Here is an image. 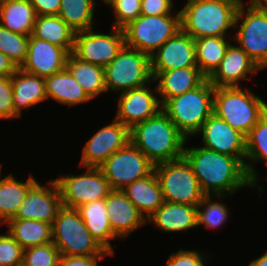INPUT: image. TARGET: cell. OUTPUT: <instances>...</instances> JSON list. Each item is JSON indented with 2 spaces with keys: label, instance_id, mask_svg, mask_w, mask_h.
I'll return each mask as SVG.
<instances>
[{
  "label": "cell",
  "instance_id": "obj_13",
  "mask_svg": "<svg viewBox=\"0 0 267 266\" xmlns=\"http://www.w3.org/2000/svg\"><path fill=\"white\" fill-rule=\"evenodd\" d=\"M112 28L111 34L93 28L76 32L72 53L83 61L106 67L125 45L123 29Z\"/></svg>",
  "mask_w": 267,
  "mask_h": 266
},
{
  "label": "cell",
  "instance_id": "obj_42",
  "mask_svg": "<svg viewBox=\"0 0 267 266\" xmlns=\"http://www.w3.org/2000/svg\"><path fill=\"white\" fill-rule=\"evenodd\" d=\"M207 256L197 250L180 248L179 251L169 256L166 266H205Z\"/></svg>",
  "mask_w": 267,
  "mask_h": 266
},
{
  "label": "cell",
  "instance_id": "obj_32",
  "mask_svg": "<svg viewBox=\"0 0 267 266\" xmlns=\"http://www.w3.org/2000/svg\"><path fill=\"white\" fill-rule=\"evenodd\" d=\"M66 68L92 99L107 92L104 67L83 61L73 53H69Z\"/></svg>",
  "mask_w": 267,
  "mask_h": 266
},
{
  "label": "cell",
  "instance_id": "obj_40",
  "mask_svg": "<svg viewBox=\"0 0 267 266\" xmlns=\"http://www.w3.org/2000/svg\"><path fill=\"white\" fill-rule=\"evenodd\" d=\"M23 251L8 232L0 234V266H22Z\"/></svg>",
  "mask_w": 267,
  "mask_h": 266
},
{
  "label": "cell",
  "instance_id": "obj_46",
  "mask_svg": "<svg viewBox=\"0 0 267 266\" xmlns=\"http://www.w3.org/2000/svg\"><path fill=\"white\" fill-rule=\"evenodd\" d=\"M18 69L9 57L0 52V75L12 76Z\"/></svg>",
  "mask_w": 267,
  "mask_h": 266
},
{
  "label": "cell",
  "instance_id": "obj_15",
  "mask_svg": "<svg viewBox=\"0 0 267 266\" xmlns=\"http://www.w3.org/2000/svg\"><path fill=\"white\" fill-rule=\"evenodd\" d=\"M149 86L148 84L141 88L119 93L115 119L129 129L148 118L154 117L162 110V104L157 97L159 95L157 87L153 89Z\"/></svg>",
  "mask_w": 267,
  "mask_h": 266
},
{
  "label": "cell",
  "instance_id": "obj_9",
  "mask_svg": "<svg viewBox=\"0 0 267 266\" xmlns=\"http://www.w3.org/2000/svg\"><path fill=\"white\" fill-rule=\"evenodd\" d=\"M122 29L125 45L151 56L181 30V14L176 12L157 16L140 15Z\"/></svg>",
  "mask_w": 267,
  "mask_h": 266
},
{
  "label": "cell",
  "instance_id": "obj_16",
  "mask_svg": "<svg viewBox=\"0 0 267 266\" xmlns=\"http://www.w3.org/2000/svg\"><path fill=\"white\" fill-rule=\"evenodd\" d=\"M197 134L202 136V147L236 157L245 165L246 136L215 113L204 122Z\"/></svg>",
  "mask_w": 267,
  "mask_h": 266
},
{
  "label": "cell",
  "instance_id": "obj_8",
  "mask_svg": "<svg viewBox=\"0 0 267 266\" xmlns=\"http://www.w3.org/2000/svg\"><path fill=\"white\" fill-rule=\"evenodd\" d=\"M248 4L238 6L234 29L239 31L231 37L262 70L267 67V12L254 0Z\"/></svg>",
  "mask_w": 267,
  "mask_h": 266
},
{
  "label": "cell",
  "instance_id": "obj_31",
  "mask_svg": "<svg viewBox=\"0 0 267 266\" xmlns=\"http://www.w3.org/2000/svg\"><path fill=\"white\" fill-rule=\"evenodd\" d=\"M7 232L15 241L28 249L52 242V224L34 219H11Z\"/></svg>",
  "mask_w": 267,
  "mask_h": 266
},
{
  "label": "cell",
  "instance_id": "obj_47",
  "mask_svg": "<svg viewBox=\"0 0 267 266\" xmlns=\"http://www.w3.org/2000/svg\"><path fill=\"white\" fill-rule=\"evenodd\" d=\"M249 266H267V252H265L260 257L253 259Z\"/></svg>",
  "mask_w": 267,
  "mask_h": 266
},
{
  "label": "cell",
  "instance_id": "obj_26",
  "mask_svg": "<svg viewBox=\"0 0 267 266\" xmlns=\"http://www.w3.org/2000/svg\"><path fill=\"white\" fill-rule=\"evenodd\" d=\"M44 79L47 100L51 98L61 104L72 106L93 100L67 68Z\"/></svg>",
  "mask_w": 267,
  "mask_h": 266
},
{
  "label": "cell",
  "instance_id": "obj_21",
  "mask_svg": "<svg viewBox=\"0 0 267 266\" xmlns=\"http://www.w3.org/2000/svg\"><path fill=\"white\" fill-rule=\"evenodd\" d=\"M105 203L111 229L118 238L128 237L131 232L147 223L122 190H111L105 198Z\"/></svg>",
  "mask_w": 267,
  "mask_h": 266
},
{
  "label": "cell",
  "instance_id": "obj_30",
  "mask_svg": "<svg viewBox=\"0 0 267 266\" xmlns=\"http://www.w3.org/2000/svg\"><path fill=\"white\" fill-rule=\"evenodd\" d=\"M75 31L58 15L37 16L32 36L64 48L68 53L74 49Z\"/></svg>",
  "mask_w": 267,
  "mask_h": 266
},
{
  "label": "cell",
  "instance_id": "obj_20",
  "mask_svg": "<svg viewBox=\"0 0 267 266\" xmlns=\"http://www.w3.org/2000/svg\"><path fill=\"white\" fill-rule=\"evenodd\" d=\"M260 70L241 47L230 43L221 63L207 79L215 88L241 86L240 80L254 76Z\"/></svg>",
  "mask_w": 267,
  "mask_h": 266
},
{
  "label": "cell",
  "instance_id": "obj_45",
  "mask_svg": "<svg viewBox=\"0 0 267 266\" xmlns=\"http://www.w3.org/2000/svg\"><path fill=\"white\" fill-rule=\"evenodd\" d=\"M37 16L58 15L61 0H30Z\"/></svg>",
  "mask_w": 267,
  "mask_h": 266
},
{
  "label": "cell",
  "instance_id": "obj_4",
  "mask_svg": "<svg viewBox=\"0 0 267 266\" xmlns=\"http://www.w3.org/2000/svg\"><path fill=\"white\" fill-rule=\"evenodd\" d=\"M214 92L215 87L206 79L193 90L169 98L162 111L187 138L195 136L213 114Z\"/></svg>",
  "mask_w": 267,
  "mask_h": 266
},
{
  "label": "cell",
  "instance_id": "obj_37",
  "mask_svg": "<svg viewBox=\"0 0 267 266\" xmlns=\"http://www.w3.org/2000/svg\"><path fill=\"white\" fill-rule=\"evenodd\" d=\"M29 38L30 36L12 32L0 25V52L21 68L27 58Z\"/></svg>",
  "mask_w": 267,
  "mask_h": 266
},
{
  "label": "cell",
  "instance_id": "obj_6",
  "mask_svg": "<svg viewBox=\"0 0 267 266\" xmlns=\"http://www.w3.org/2000/svg\"><path fill=\"white\" fill-rule=\"evenodd\" d=\"M52 242L60 255H112L90 234L77 209L62 207L52 223Z\"/></svg>",
  "mask_w": 267,
  "mask_h": 266
},
{
  "label": "cell",
  "instance_id": "obj_17",
  "mask_svg": "<svg viewBox=\"0 0 267 266\" xmlns=\"http://www.w3.org/2000/svg\"><path fill=\"white\" fill-rule=\"evenodd\" d=\"M60 189L56 180L43 186L37 181L27 192L13 219H34L52 224L62 208Z\"/></svg>",
  "mask_w": 267,
  "mask_h": 266
},
{
  "label": "cell",
  "instance_id": "obj_28",
  "mask_svg": "<svg viewBox=\"0 0 267 266\" xmlns=\"http://www.w3.org/2000/svg\"><path fill=\"white\" fill-rule=\"evenodd\" d=\"M36 17L30 0H4L0 4V25L12 32L30 36Z\"/></svg>",
  "mask_w": 267,
  "mask_h": 266
},
{
  "label": "cell",
  "instance_id": "obj_44",
  "mask_svg": "<svg viewBox=\"0 0 267 266\" xmlns=\"http://www.w3.org/2000/svg\"><path fill=\"white\" fill-rule=\"evenodd\" d=\"M111 255L68 256L60 255L58 266H98V260Z\"/></svg>",
  "mask_w": 267,
  "mask_h": 266
},
{
  "label": "cell",
  "instance_id": "obj_18",
  "mask_svg": "<svg viewBox=\"0 0 267 266\" xmlns=\"http://www.w3.org/2000/svg\"><path fill=\"white\" fill-rule=\"evenodd\" d=\"M151 71L198 67L195 40L182 29L150 56Z\"/></svg>",
  "mask_w": 267,
  "mask_h": 266
},
{
  "label": "cell",
  "instance_id": "obj_51",
  "mask_svg": "<svg viewBox=\"0 0 267 266\" xmlns=\"http://www.w3.org/2000/svg\"><path fill=\"white\" fill-rule=\"evenodd\" d=\"M1 168H2V165L0 164V176H1V173H2V172H1V171H2Z\"/></svg>",
  "mask_w": 267,
  "mask_h": 266
},
{
  "label": "cell",
  "instance_id": "obj_33",
  "mask_svg": "<svg viewBox=\"0 0 267 266\" xmlns=\"http://www.w3.org/2000/svg\"><path fill=\"white\" fill-rule=\"evenodd\" d=\"M224 37H202L195 40L197 66L208 78L219 66L231 43Z\"/></svg>",
  "mask_w": 267,
  "mask_h": 266
},
{
  "label": "cell",
  "instance_id": "obj_3",
  "mask_svg": "<svg viewBox=\"0 0 267 266\" xmlns=\"http://www.w3.org/2000/svg\"><path fill=\"white\" fill-rule=\"evenodd\" d=\"M243 0H187L180 10L181 29L193 39L227 36L234 28L238 6Z\"/></svg>",
  "mask_w": 267,
  "mask_h": 266
},
{
  "label": "cell",
  "instance_id": "obj_2",
  "mask_svg": "<svg viewBox=\"0 0 267 266\" xmlns=\"http://www.w3.org/2000/svg\"><path fill=\"white\" fill-rule=\"evenodd\" d=\"M187 141L162 110L130 129V142L154 165L183 158Z\"/></svg>",
  "mask_w": 267,
  "mask_h": 266
},
{
  "label": "cell",
  "instance_id": "obj_23",
  "mask_svg": "<svg viewBox=\"0 0 267 266\" xmlns=\"http://www.w3.org/2000/svg\"><path fill=\"white\" fill-rule=\"evenodd\" d=\"M161 232L187 231L197 226V205L177 204L164 201L147 219Z\"/></svg>",
  "mask_w": 267,
  "mask_h": 266
},
{
  "label": "cell",
  "instance_id": "obj_41",
  "mask_svg": "<svg viewBox=\"0 0 267 266\" xmlns=\"http://www.w3.org/2000/svg\"><path fill=\"white\" fill-rule=\"evenodd\" d=\"M19 118L14 113L11 76L0 75V120Z\"/></svg>",
  "mask_w": 267,
  "mask_h": 266
},
{
  "label": "cell",
  "instance_id": "obj_49",
  "mask_svg": "<svg viewBox=\"0 0 267 266\" xmlns=\"http://www.w3.org/2000/svg\"><path fill=\"white\" fill-rule=\"evenodd\" d=\"M267 12V0H254Z\"/></svg>",
  "mask_w": 267,
  "mask_h": 266
},
{
  "label": "cell",
  "instance_id": "obj_24",
  "mask_svg": "<svg viewBox=\"0 0 267 266\" xmlns=\"http://www.w3.org/2000/svg\"><path fill=\"white\" fill-rule=\"evenodd\" d=\"M11 80L14 113L19 118L22 116V109L29 110L30 107L47 100L43 77L29 74L19 68L12 74Z\"/></svg>",
  "mask_w": 267,
  "mask_h": 266
},
{
  "label": "cell",
  "instance_id": "obj_29",
  "mask_svg": "<svg viewBox=\"0 0 267 266\" xmlns=\"http://www.w3.org/2000/svg\"><path fill=\"white\" fill-rule=\"evenodd\" d=\"M0 176V223L6 224L16 215L20 205L24 202L27 192L37 182L32 175L22 182L12 174Z\"/></svg>",
  "mask_w": 267,
  "mask_h": 266
},
{
  "label": "cell",
  "instance_id": "obj_48",
  "mask_svg": "<svg viewBox=\"0 0 267 266\" xmlns=\"http://www.w3.org/2000/svg\"><path fill=\"white\" fill-rule=\"evenodd\" d=\"M260 119L262 121H264L265 123H267V103H266V101H263V99H262V102H261V116H260Z\"/></svg>",
  "mask_w": 267,
  "mask_h": 266
},
{
  "label": "cell",
  "instance_id": "obj_39",
  "mask_svg": "<svg viewBox=\"0 0 267 266\" xmlns=\"http://www.w3.org/2000/svg\"><path fill=\"white\" fill-rule=\"evenodd\" d=\"M110 7L116 16L113 27L123 28L141 15V0H114Z\"/></svg>",
  "mask_w": 267,
  "mask_h": 266
},
{
  "label": "cell",
  "instance_id": "obj_43",
  "mask_svg": "<svg viewBox=\"0 0 267 266\" xmlns=\"http://www.w3.org/2000/svg\"><path fill=\"white\" fill-rule=\"evenodd\" d=\"M173 0H141V15H168L180 10H173Z\"/></svg>",
  "mask_w": 267,
  "mask_h": 266
},
{
  "label": "cell",
  "instance_id": "obj_22",
  "mask_svg": "<svg viewBox=\"0 0 267 266\" xmlns=\"http://www.w3.org/2000/svg\"><path fill=\"white\" fill-rule=\"evenodd\" d=\"M153 81L163 105L169 98L184 94L201 85L207 77L199 67L178 68L168 71H151Z\"/></svg>",
  "mask_w": 267,
  "mask_h": 266
},
{
  "label": "cell",
  "instance_id": "obj_10",
  "mask_svg": "<svg viewBox=\"0 0 267 266\" xmlns=\"http://www.w3.org/2000/svg\"><path fill=\"white\" fill-rule=\"evenodd\" d=\"M154 171L166 202L198 205L205 196L191 165L184 157L156 164Z\"/></svg>",
  "mask_w": 267,
  "mask_h": 266
},
{
  "label": "cell",
  "instance_id": "obj_7",
  "mask_svg": "<svg viewBox=\"0 0 267 266\" xmlns=\"http://www.w3.org/2000/svg\"><path fill=\"white\" fill-rule=\"evenodd\" d=\"M104 76L107 91L117 94L155 83L150 56L127 45L104 67Z\"/></svg>",
  "mask_w": 267,
  "mask_h": 266
},
{
  "label": "cell",
  "instance_id": "obj_11",
  "mask_svg": "<svg viewBox=\"0 0 267 266\" xmlns=\"http://www.w3.org/2000/svg\"><path fill=\"white\" fill-rule=\"evenodd\" d=\"M85 169L80 175L68 174L55 179L63 207L78 209L87 203L105 199L112 190L100 168Z\"/></svg>",
  "mask_w": 267,
  "mask_h": 266
},
{
  "label": "cell",
  "instance_id": "obj_34",
  "mask_svg": "<svg viewBox=\"0 0 267 266\" xmlns=\"http://www.w3.org/2000/svg\"><path fill=\"white\" fill-rule=\"evenodd\" d=\"M264 161L267 165V123L261 119L246 136L245 168L248 177L258 186V173L253 164ZM252 163V164H251Z\"/></svg>",
  "mask_w": 267,
  "mask_h": 266
},
{
  "label": "cell",
  "instance_id": "obj_36",
  "mask_svg": "<svg viewBox=\"0 0 267 266\" xmlns=\"http://www.w3.org/2000/svg\"><path fill=\"white\" fill-rule=\"evenodd\" d=\"M213 198L225 200L226 195H205L197 205V226L204 225L205 229L218 228L227 222L229 210L225 203L212 201ZM202 207V209H201Z\"/></svg>",
  "mask_w": 267,
  "mask_h": 266
},
{
  "label": "cell",
  "instance_id": "obj_19",
  "mask_svg": "<svg viewBox=\"0 0 267 266\" xmlns=\"http://www.w3.org/2000/svg\"><path fill=\"white\" fill-rule=\"evenodd\" d=\"M68 54L64 48L30 35L27 58L21 69L45 78L66 68Z\"/></svg>",
  "mask_w": 267,
  "mask_h": 266
},
{
  "label": "cell",
  "instance_id": "obj_12",
  "mask_svg": "<svg viewBox=\"0 0 267 266\" xmlns=\"http://www.w3.org/2000/svg\"><path fill=\"white\" fill-rule=\"evenodd\" d=\"M155 165L131 142L109 156L99 167L112 190H122L154 171Z\"/></svg>",
  "mask_w": 267,
  "mask_h": 266
},
{
  "label": "cell",
  "instance_id": "obj_1",
  "mask_svg": "<svg viewBox=\"0 0 267 266\" xmlns=\"http://www.w3.org/2000/svg\"><path fill=\"white\" fill-rule=\"evenodd\" d=\"M183 157L191 165L205 195H232L244 187H257L249 177L245 165L236 157L220 154L201 146L186 147Z\"/></svg>",
  "mask_w": 267,
  "mask_h": 266
},
{
  "label": "cell",
  "instance_id": "obj_50",
  "mask_svg": "<svg viewBox=\"0 0 267 266\" xmlns=\"http://www.w3.org/2000/svg\"><path fill=\"white\" fill-rule=\"evenodd\" d=\"M101 1H103L106 5H110L114 0H101ZM96 1L94 0V3H95Z\"/></svg>",
  "mask_w": 267,
  "mask_h": 266
},
{
  "label": "cell",
  "instance_id": "obj_38",
  "mask_svg": "<svg viewBox=\"0 0 267 266\" xmlns=\"http://www.w3.org/2000/svg\"><path fill=\"white\" fill-rule=\"evenodd\" d=\"M60 252L53 242L23 251L22 266H58Z\"/></svg>",
  "mask_w": 267,
  "mask_h": 266
},
{
  "label": "cell",
  "instance_id": "obj_25",
  "mask_svg": "<svg viewBox=\"0 0 267 266\" xmlns=\"http://www.w3.org/2000/svg\"><path fill=\"white\" fill-rule=\"evenodd\" d=\"M122 191L146 220L164 202L161 185L155 171L144 178L135 180Z\"/></svg>",
  "mask_w": 267,
  "mask_h": 266
},
{
  "label": "cell",
  "instance_id": "obj_14",
  "mask_svg": "<svg viewBox=\"0 0 267 266\" xmlns=\"http://www.w3.org/2000/svg\"><path fill=\"white\" fill-rule=\"evenodd\" d=\"M129 142L130 129L114 118L86 142L79 166L99 168L109 156Z\"/></svg>",
  "mask_w": 267,
  "mask_h": 266
},
{
  "label": "cell",
  "instance_id": "obj_35",
  "mask_svg": "<svg viewBox=\"0 0 267 266\" xmlns=\"http://www.w3.org/2000/svg\"><path fill=\"white\" fill-rule=\"evenodd\" d=\"M94 0H61L58 16L75 32L93 28Z\"/></svg>",
  "mask_w": 267,
  "mask_h": 266
},
{
  "label": "cell",
  "instance_id": "obj_5",
  "mask_svg": "<svg viewBox=\"0 0 267 266\" xmlns=\"http://www.w3.org/2000/svg\"><path fill=\"white\" fill-rule=\"evenodd\" d=\"M261 102L262 99L248 88L217 87L214 92L213 113L247 136L260 120Z\"/></svg>",
  "mask_w": 267,
  "mask_h": 266
},
{
  "label": "cell",
  "instance_id": "obj_27",
  "mask_svg": "<svg viewBox=\"0 0 267 266\" xmlns=\"http://www.w3.org/2000/svg\"><path fill=\"white\" fill-rule=\"evenodd\" d=\"M92 237L110 254L114 249L110 240L117 238L111 229L105 199L82 205L77 209Z\"/></svg>",
  "mask_w": 267,
  "mask_h": 266
}]
</instances>
